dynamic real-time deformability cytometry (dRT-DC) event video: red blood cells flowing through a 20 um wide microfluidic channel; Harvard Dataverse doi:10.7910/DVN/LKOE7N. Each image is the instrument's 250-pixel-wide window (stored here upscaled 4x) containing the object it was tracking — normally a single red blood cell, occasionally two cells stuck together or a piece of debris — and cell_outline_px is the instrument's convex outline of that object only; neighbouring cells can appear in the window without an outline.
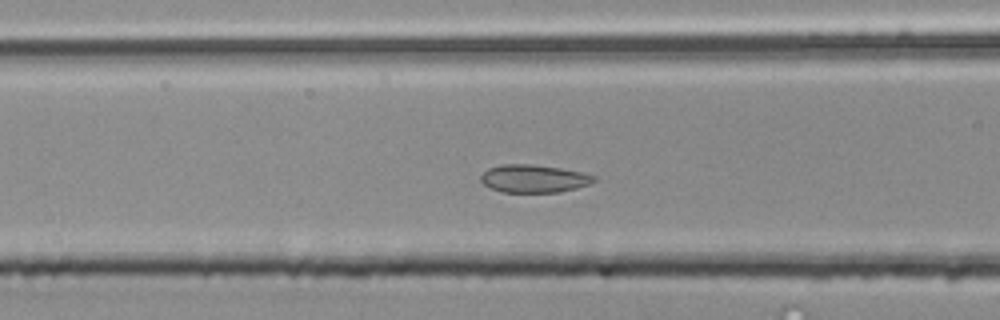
{"species": "common noctule bat (a hibernating species)", "species_latin": "Nyctalus noctula", "temperature_condition": "room temperature", "stored_images_in_passage": 51, "camera_frame_rate_fps": 3000, "um_per_image_px": 0.085, "animal": {"sex": "male", "body_mass_g": 20.4}, "frame": {"image": 1, "passage_image": 18, "time_ms": 5.667, "image_size_px": [1000, 320], "cell_outline_px": [[596, 180], [588, 184], [576, 188], [560, 192], [500, 192], [484, 184], [480, 180], [480, 176], [488, 168], [500, 164], [532, 164], [560, 168], [580, 172], [596, 176]], "centroid_in_image_um": [45.35, 15.18], "position_along_channel_um": 121.3, "area_um2": 18.32}}
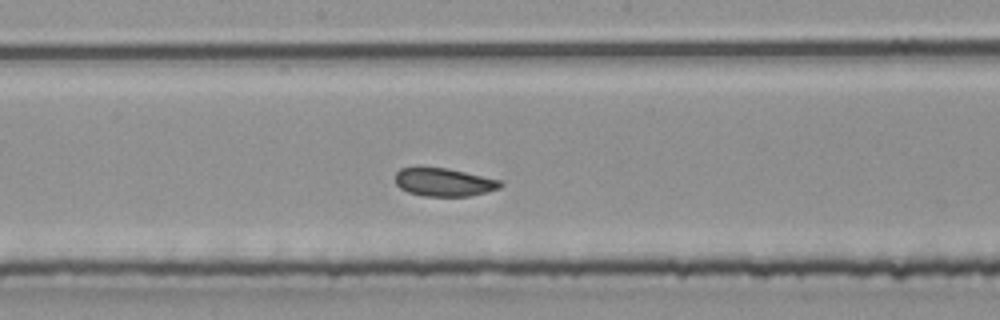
{"frame": {"image": 2, "passage_image": 25, "time_ms": 8.0, "image_size_px": [1000, 320], "cell_outline_px": [[504, 184], [500, 188], [488, 192], [468, 196], [424, 196], [408, 192], [400, 188], [396, 184], [396, 172], [400, 168], [416, 164], [448, 168], [500, 180]], "centroid_in_image_um": [37.68, 15.44], "position_along_channel_um": 210.5, "area_um2": 17.86}}
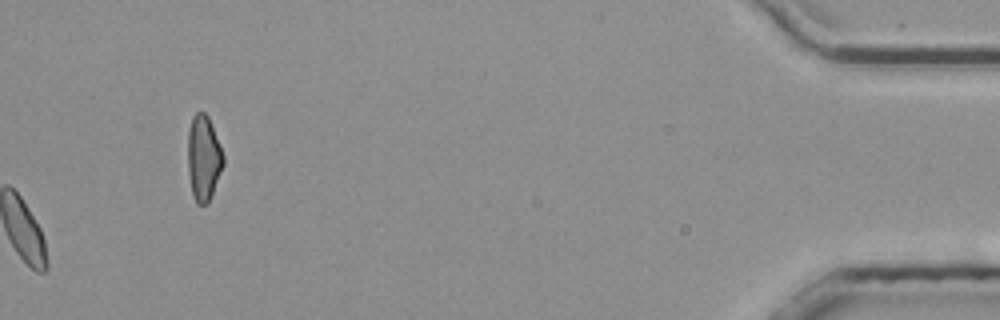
{"frame": {"image": 3, "passage_image": 51, "time_ms": 16.667, "image_size_px": [1000, 320], "cell_outline_px": [[224, 164], [212, 192], [208, 200], [204, 204], [196, 204], [192, 196], [188, 176], [188, 128], [192, 116], [196, 112], [204, 112], [208, 116], [224, 156]], "centroid_in_image_um": [17.27, 13.41], "position_along_channel_um": 417.9, "area_um2": 17.57}, "authors_computed_cell_mechanics": {"area_um2": 17.8602, "velocity_mm_per_s": 3.8237, "shape_relaxation_time_tau1_ms": 6.7123, "shape_relaxation_time_tau2_ms": 1.5497, "deformation_change_tau1": 0.0646, "deformation_change_tau2": 0.0589}}